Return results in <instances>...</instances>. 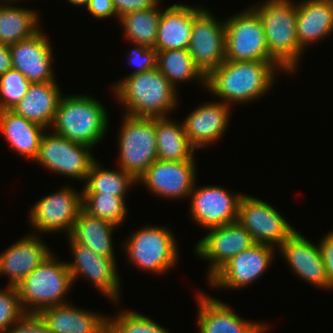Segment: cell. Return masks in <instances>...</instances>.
<instances>
[{
    "label": "cell",
    "mask_w": 333,
    "mask_h": 333,
    "mask_svg": "<svg viewBox=\"0 0 333 333\" xmlns=\"http://www.w3.org/2000/svg\"><path fill=\"white\" fill-rule=\"evenodd\" d=\"M284 70L275 61L225 60L206 76L207 92L233 107L264 97Z\"/></svg>",
    "instance_id": "cell-1"
},
{
    "label": "cell",
    "mask_w": 333,
    "mask_h": 333,
    "mask_svg": "<svg viewBox=\"0 0 333 333\" xmlns=\"http://www.w3.org/2000/svg\"><path fill=\"white\" fill-rule=\"evenodd\" d=\"M113 96L124 113L135 117H168L179 105L178 92L156 67L153 70L126 75L111 86ZM178 90V91H177Z\"/></svg>",
    "instance_id": "cell-2"
},
{
    "label": "cell",
    "mask_w": 333,
    "mask_h": 333,
    "mask_svg": "<svg viewBox=\"0 0 333 333\" xmlns=\"http://www.w3.org/2000/svg\"><path fill=\"white\" fill-rule=\"evenodd\" d=\"M250 8L261 21L270 57L285 73L292 75L298 70L304 52L297 39V2L265 0L252 4Z\"/></svg>",
    "instance_id": "cell-3"
},
{
    "label": "cell",
    "mask_w": 333,
    "mask_h": 333,
    "mask_svg": "<svg viewBox=\"0 0 333 333\" xmlns=\"http://www.w3.org/2000/svg\"><path fill=\"white\" fill-rule=\"evenodd\" d=\"M105 108L93 96L63 95L50 130L71 141L94 148L108 132L109 114Z\"/></svg>",
    "instance_id": "cell-4"
},
{
    "label": "cell",
    "mask_w": 333,
    "mask_h": 333,
    "mask_svg": "<svg viewBox=\"0 0 333 333\" xmlns=\"http://www.w3.org/2000/svg\"><path fill=\"white\" fill-rule=\"evenodd\" d=\"M52 253L17 285L22 309L25 313H39L43 308L70 303L66 300L73 288L72 275L66 261Z\"/></svg>",
    "instance_id": "cell-5"
},
{
    "label": "cell",
    "mask_w": 333,
    "mask_h": 333,
    "mask_svg": "<svg viewBox=\"0 0 333 333\" xmlns=\"http://www.w3.org/2000/svg\"><path fill=\"white\" fill-rule=\"evenodd\" d=\"M175 234L166 226H142L122 243L127 261L143 272L164 275L179 263Z\"/></svg>",
    "instance_id": "cell-6"
},
{
    "label": "cell",
    "mask_w": 333,
    "mask_h": 333,
    "mask_svg": "<svg viewBox=\"0 0 333 333\" xmlns=\"http://www.w3.org/2000/svg\"><path fill=\"white\" fill-rule=\"evenodd\" d=\"M121 119L117 167L138 180L157 160L155 118L124 114Z\"/></svg>",
    "instance_id": "cell-7"
},
{
    "label": "cell",
    "mask_w": 333,
    "mask_h": 333,
    "mask_svg": "<svg viewBox=\"0 0 333 333\" xmlns=\"http://www.w3.org/2000/svg\"><path fill=\"white\" fill-rule=\"evenodd\" d=\"M49 131L42 135L34 162L53 173L85 182L92 164L97 160L92 154L93 148Z\"/></svg>",
    "instance_id": "cell-8"
},
{
    "label": "cell",
    "mask_w": 333,
    "mask_h": 333,
    "mask_svg": "<svg viewBox=\"0 0 333 333\" xmlns=\"http://www.w3.org/2000/svg\"><path fill=\"white\" fill-rule=\"evenodd\" d=\"M225 60L274 61L258 15L248 6L225 18Z\"/></svg>",
    "instance_id": "cell-9"
},
{
    "label": "cell",
    "mask_w": 333,
    "mask_h": 333,
    "mask_svg": "<svg viewBox=\"0 0 333 333\" xmlns=\"http://www.w3.org/2000/svg\"><path fill=\"white\" fill-rule=\"evenodd\" d=\"M67 240L74 259L66 262L73 283L75 284L78 278L84 277L103 296L105 295L104 297L111 299L114 305L119 306L122 282L118 274L116 258L96 254L92 249L76 243L69 236Z\"/></svg>",
    "instance_id": "cell-10"
},
{
    "label": "cell",
    "mask_w": 333,
    "mask_h": 333,
    "mask_svg": "<svg viewBox=\"0 0 333 333\" xmlns=\"http://www.w3.org/2000/svg\"><path fill=\"white\" fill-rule=\"evenodd\" d=\"M81 209L82 190L78 192L67 183V186L44 196L29 209L28 219L33 234L63 231L68 236Z\"/></svg>",
    "instance_id": "cell-11"
},
{
    "label": "cell",
    "mask_w": 333,
    "mask_h": 333,
    "mask_svg": "<svg viewBox=\"0 0 333 333\" xmlns=\"http://www.w3.org/2000/svg\"><path fill=\"white\" fill-rule=\"evenodd\" d=\"M255 243L279 248L296 229L271 204L244 194L239 203L238 220Z\"/></svg>",
    "instance_id": "cell-12"
},
{
    "label": "cell",
    "mask_w": 333,
    "mask_h": 333,
    "mask_svg": "<svg viewBox=\"0 0 333 333\" xmlns=\"http://www.w3.org/2000/svg\"><path fill=\"white\" fill-rule=\"evenodd\" d=\"M277 248L268 244H253L221 266L209 279L210 287L240 289L255 283L271 266Z\"/></svg>",
    "instance_id": "cell-13"
},
{
    "label": "cell",
    "mask_w": 333,
    "mask_h": 333,
    "mask_svg": "<svg viewBox=\"0 0 333 333\" xmlns=\"http://www.w3.org/2000/svg\"><path fill=\"white\" fill-rule=\"evenodd\" d=\"M196 186L195 182L189 196V215L200 228L207 230L238 220L239 203L244 194L231 193L223 186Z\"/></svg>",
    "instance_id": "cell-14"
},
{
    "label": "cell",
    "mask_w": 333,
    "mask_h": 333,
    "mask_svg": "<svg viewBox=\"0 0 333 333\" xmlns=\"http://www.w3.org/2000/svg\"><path fill=\"white\" fill-rule=\"evenodd\" d=\"M195 160L166 161L157 159L137 180L152 194L164 199L188 198L196 182ZM186 197V198H184Z\"/></svg>",
    "instance_id": "cell-15"
},
{
    "label": "cell",
    "mask_w": 333,
    "mask_h": 333,
    "mask_svg": "<svg viewBox=\"0 0 333 333\" xmlns=\"http://www.w3.org/2000/svg\"><path fill=\"white\" fill-rule=\"evenodd\" d=\"M204 8L194 19L188 52L207 76L225 61V24Z\"/></svg>",
    "instance_id": "cell-16"
},
{
    "label": "cell",
    "mask_w": 333,
    "mask_h": 333,
    "mask_svg": "<svg viewBox=\"0 0 333 333\" xmlns=\"http://www.w3.org/2000/svg\"><path fill=\"white\" fill-rule=\"evenodd\" d=\"M207 230L194 247L198 258L210 263L207 279L232 257L255 244L249 231L238 221Z\"/></svg>",
    "instance_id": "cell-17"
},
{
    "label": "cell",
    "mask_w": 333,
    "mask_h": 333,
    "mask_svg": "<svg viewBox=\"0 0 333 333\" xmlns=\"http://www.w3.org/2000/svg\"><path fill=\"white\" fill-rule=\"evenodd\" d=\"M43 29L31 37L10 45L12 68L30 83L55 81L53 48Z\"/></svg>",
    "instance_id": "cell-18"
},
{
    "label": "cell",
    "mask_w": 333,
    "mask_h": 333,
    "mask_svg": "<svg viewBox=\"0 0 333 333\" xmlns=\"http://www.w3.org/2000/svg\"><path fill=\"white\" fill-rule=\"evenodd\" d=\"M292 272L315 288L333 290L329 284L318 244L295 230L277 249Z\"/></svg>",
    "instance_id": "cell-19"
},
{
    "label": "cell",
    "mask_w": 333,
    "mask_h": 333,
    "mask_svg": "<svg viewBox=\"0 0 333 333\" xmlns=\"http://www.w3.org/2000/svg\"><path fill=\"white\" fill-rule=\"evenodd\" d=\"M199 333H266L268 324L241 318L218 298L196 293Z\"/></svg>",
    "instance_id": "cell-20"
},
{
    "label": "cell",
    "mask_w": 333,
    "mask_h": 333,
    "mask_svg": "<svg viewBox=\"0 0 333 333\" xmlns=\"http://www.w3.org/2000/svg\"><path fill=\"white\" fill-rule=\"evenodd\" d=\"M232 107L223 101L206 102L195 108L181 121L190 144L205 149L222 140L229 127Z\"/></svg>",
    "instance_id": "cell-21"
},
{
    "label": "cell",
    "mask_w": 333,
    "mask_h": 333,
    "mask_svg": "<svg viewBox=\"0 0 333 333\" xmlns=\"http://www.w3.org/2000/svg\"><path fill=\"white\" fill-rule=\"evenodd\" d=\"M26 235L0 252V275L8 277L6 285L16 286L53 252L40 234Z\"/></svg>",
    "instance_id": "cell-22"
},
{
    "label": "cell",
    "mask_w": 333,
    "mask_h": 333,
    "mask_svg": "<svg viewBox=\"0 0 333 333\" xmlns=\"http://www.w3.org/2000/svg\"><path fill=\"white\" fill-rule=\"evenodd\" d=\"M39 316L49 333H107V316L67 304L43 308Z\"/></svg>",
    "instance_id": "cell-23"
},
{
    "label": "cell",
    "mask_w": 333,
    "mask_h": 333,
    "mask_svg": "<svg viewBox=\"0 0 333 333\" xmlns=\"http://www.w3.org/2000/svg\"><path fill=\"white\" fill-rule=\"evenodd\" d=\"M205 8L187 4H173L162 9L157 30L155 49H188L193 19Z\"/></svg>",
    "instance_id": "cell-24"
},
{
    "label": "cell",
    "mask_w": 333,
    "mask_h": 333,
    "mask_svg": "<svg viewBox=\"0 0 333 333\" xmlns=\"http://www.w3.org/2000/svg\"><path fill=\"white\" fill-rule=\"evenodd\" d=\"M297 39L303 51L333 32V0L297 1Z\"/></svg>",
    "instance_id": "cell-25"
},
{
    "label": "cell",
    "mask_w": 333,
    "mask_h": 333,
    "mask_svg": "<svg viewBox=\"0 0 333 333\" xmlns=\"http://www.w3.org/2000/svg\"><path fill=\"white\" fill-rule=\"evenodd\" d=\"M57 82L30 83L25 96L11 110L50 130L63 96Z\"/></svg>",
    "instance_id": "cell-26"
},
{
    "label": "cell",
    "mask_w": 333,
    "mask_h": 333,
    "mask_svg": "<svg viewBox=\"0 0 333 333\" xmlns=\"http://www.w3.org/2000/svg\"><path fill=\"white\" fill-rule=\"evenodd\" d=\"M47 129L27 120L12 110L0 111V132L12 151L21 158L35 161L42 135Z\"/></svg>",
    "instance_id": "cell-27"
},
{
    "label": "cell",
    "mask_w": 333,
    "mask_h": 333,
    "mask_svg": "<svg viewBox=\"0 0 333 333\" xmlns=\"http://www.w3.org/2000/svg\"><path fill=\"white\" fill-rule=\"evenodd\" d=\"M118 228L107 220L90 215L82 208L68 236L76 243L92 249L96 254L115 257L113 234Z\"/></svg>",
    "instance_id": "cell-28"
},
{
    "label": "cell",
    "mask_w": 333,
    "mask_h": 333,
    "mask_svg": "<svg viewBox=\"0 0 333 333\" xmlns=\"http://www.w3.org/2000/svg\"><path fill=\"white\" fill-rule=\"evenodd\" d=\"M157 159L166 161L195 160L183 123L169 117L155 118Z\"/></svg>",
    "instance_id": "cell-29"
},
{
    "label": "cell",
    "mask_w": 333,
    "mask_h": 333,
    "mask_svg": "<svg viewBox=\"0 0 333 333\" xmlns=\"http://www.w3.org/2000/svg\"><path fill=\"white\" fill-rule=\"evenodd\" d=\"M39 17L32 8L0 3V43L10 46L31 37L42 29Z\"/></svg>",
    "instance_id": "cell-30"
},
{
    "label": "cell",
    "mask_w": 333,
    "mask_h": 333,
    "mask_svg": "<svg viewBox=\"0 0 333 333\" xmlns=\"http://www.w3.org/2000/svg\"><path fill=\"white\" fill-rule=\"evenodd\" d=\"M157 68L177 89L180 83L197 81L206 87V76L195 65L188 49H171L157 52Z\"/></svg>",
    "instance_id": "cell-31"
},
{
    "label": "cell",
    "mask_w": 333,
    "mask_h": 333,
    "mask_svg": "<svg viewBox=\"0 0 333 333\" xmlns=\"http://www.w3.org/2000/svg\"><path fill=\"white\" fill-rule=\"evenodd\" d=\"M118 169H105L96 160L87 174L82 194H108L127 197L129 189L138 185L137 180L129 173Z\"/></svg>",
    "instance_id": "cell-32"
},
{
    "label": "cell",
    "mask_w": 333,
    "mask_h": 333,
    "mask_svg": "<svg viewBox=\"0 0 333 333\" xmlns=\"http://www.w3.org/2000/svg\"><path fill=\"white\" fill-rule=\"evenodd\" d=\"M160 1L155 7L129 12L118 19L123 26L124 37L131 43L150 48L155 47L157 30L163 6Z\"/></svg>",
    "instance_id": "cell-33"
},
{
    "label": "cell",
    "mask_w": 333,
    "mask_h": 333,
    "mask_svg": "<svg viewBox=\"0 0 333 333\" xmlns=\"http://www.w3.org/2000/svg\"><path fill=\"white\" fill-rule=\"evenodd\" d=\"M125 198L108 194H82V208L92 216L121 227L129 211Z\"/></svg>",
    "instance_id": "cell-34"
},
{
    "label": "cell",
    "mask_w": 333,
    "mask_h": 333,
    "mask_svg": "<svg viewBox=\"0 0 333 333\" xmlns=\"http://www.w3.org/2000/svg\"><path fill=\"white\" fill-rule=\"evenodd\" d=\"M107 333H171L149 316L126 309L107 315Z\"/></svg>",
    "instance_id": "cell-35"
},
{
    "label": "cell",
    "mask_w": 333,
    "mask_h": 333,
    "mask_svg": "<svg viewBox=\"0 0 333 333\" xmlns=\"http://www.w3.org/2000/svg\"><path fill=\"white\" fill-rule=\"evenodd\" d=\"M30 82L15 69L0 76V111L11 110L26 94Z\"/></svg>",
    "instance_id": "cell-36"
},
{
    "label": "cell",
    "mask_w": 333,
    "mask_h": 333,
    "mask_svg": "<svg viewBox=\"0 0 333 333\" xmlns=\"http://www.w3.org/2000/svg\"><path fill=\"white\" fill-rule=\"evenodd\" d=\"M26 313L22 309L16 286L0 289V333H5Z\"/></svg>",
    "instance_id": "cell-37"
},
{
    "label": "cell",
    "mask_w": 333,
    "mask_h": 333,
    "mask_svg": "<svg viewBox=\"0 0 333 333\" xmlns=\"http://www.w3.org/2000/svg\"><path fill=\"white\" fill-rule=\"evenodd\" d=\"M135 47L128 52V63L132 67H137L129 73H136L153 70L157 67V50L137 43H132Z\"/></svg>",
    "instance_id": "cell-38"
},
{
    "label": "cell",
    "mask_w": 333,
    "mask_h": 333,
    "mask_svg": "<svg viewBox=\"0 0 333 333\" xmlns=\"http://www.w3.org/2000/svg\"><path fill=\"white\" fill-rule=\"evenodd\" d=\"M5 333H49L44 320L37 313H26Z\"/></svg>",
    "instance_id": "cell-39"
},
{
    "label": "cell",
    "mask_w": 333,
    "mask_h": 333,
    "mask_svg": "<svg viewBox=\"0 0 333 333\" xmlns=\"http://www.w3.org/2000/svg\"><path fill=\"white\" fill-rule=\"evenodd\" d=\"M329 284L333 287V230L320 238L318 244Z\"/></svg>",
    "instance_id": "cell-40"
},
{
    "label": "cell",
    "mask_w": 333,
    "mask_h": 333,
    "mask_svg": "<svg viewBox=\"0 0 333 333\" xmlns=\"http://www.w3.org/2000/svg\"><path fill=\"white\" fill-rule=\"evenodd\" d=\"M85 8L97 20L109 19L112 16L119 19L112 0H88Z\"/></svg>",
    "instance_id": "cell-41"
},
{
    "label": "cell",
    "mask_w": 333,
    "mask_h": 333,
    "mask_svg": "<svg viewBox=\"0 0 333 333\" xmlns=\"http://www.w3.org/2000/svg\"><path fill=\"white\" fill-rule=\"evenodd\" d=\"M116 14L122 15L143 9L155 7L161 0H112Z\"/></svg>",
    "instance_id": "cell-42"
},
{
    "label": "cell",
    "mask_w": 333,
    "mask_h": 333,
    "mask_svg": "<svg viewBox=\"0 0 333 333\" xmlns=\"http://www.w3.org/2000/svg\"><path fill=\"white\" fill-rule=\"evenodd\" d=\"M12 69L10 46L0 43V76Z\"/></svg>",
    "instance_id": "cell-43"
},
{
    "label": "cell",
    "mask_w": 333,
    "mask_h": 333,
    "mask_svg": "<svg viewBox=\"0 0 333 333\" xmlns=\"http://www.w3.org/2000/svg\"><path fill=\"white\" fill-rule=\"evenodd\" d=\"M71 5H75V7H86L88 0H67Z\"/></svg>",
    "instance_id": "cell-44"
},
{
    "label": "cell",
    "mask_w": 333,
    "mask_h": 333,
    "mask_svg": "<svg viewBox=\"0 0 333 333\" xmlns=\"http://www.w3.org/2000/svg\"><path fill=\"white\" fill-rule=\"evenodd\" d=\"M24 2V1H26V0H0V3H2V4H16V2H17V4H19L20 2Z\"/></svg>",
    "instance_id": "cell-45"
}]
</instances>
